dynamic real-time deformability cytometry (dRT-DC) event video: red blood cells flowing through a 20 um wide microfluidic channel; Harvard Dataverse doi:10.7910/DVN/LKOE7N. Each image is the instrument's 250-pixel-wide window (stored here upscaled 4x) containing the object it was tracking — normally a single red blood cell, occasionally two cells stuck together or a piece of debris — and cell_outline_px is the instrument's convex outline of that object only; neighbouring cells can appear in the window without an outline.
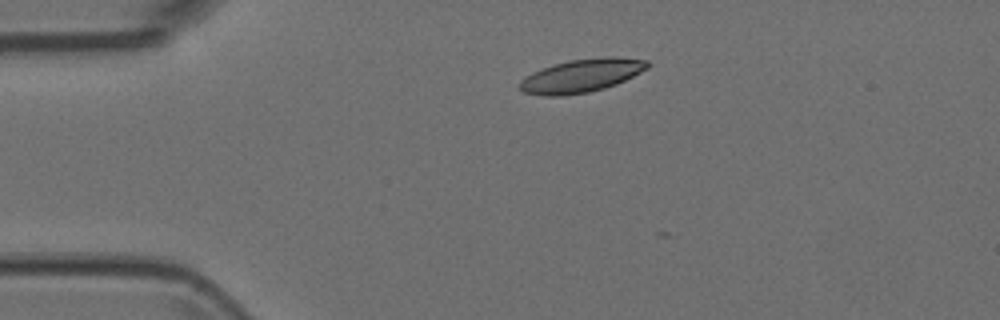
{"species": "Egyptian fruit bat (a non-hibernating species)", "species_latin": "Rousettus aegyptiacus", "temperature_condition": "room temperature", "stored_images_in_passage": 4, "camera_frame_rate_fps": 3000, "um_per_image_px": 0.085, "animal": {"sex": "female"}, "frame": {"image": 1, "passage_image": 4, "time_ms": 1.0, "image_size_px": [1000, 320], "cell_outline_px": [[652, 64], [648, 68], [616, 84], [604, 88], [588, 92], [560, 96], [544, 96], [524, 92], [520, 88], [520, 80], [532, 72], [568, 60], [604, 56], [612, 56], [648, 60]], "centroid_in_image_um": [49.46, 6.42], "position_along_channel_um": 35.5, "area_um2": 24.68}}